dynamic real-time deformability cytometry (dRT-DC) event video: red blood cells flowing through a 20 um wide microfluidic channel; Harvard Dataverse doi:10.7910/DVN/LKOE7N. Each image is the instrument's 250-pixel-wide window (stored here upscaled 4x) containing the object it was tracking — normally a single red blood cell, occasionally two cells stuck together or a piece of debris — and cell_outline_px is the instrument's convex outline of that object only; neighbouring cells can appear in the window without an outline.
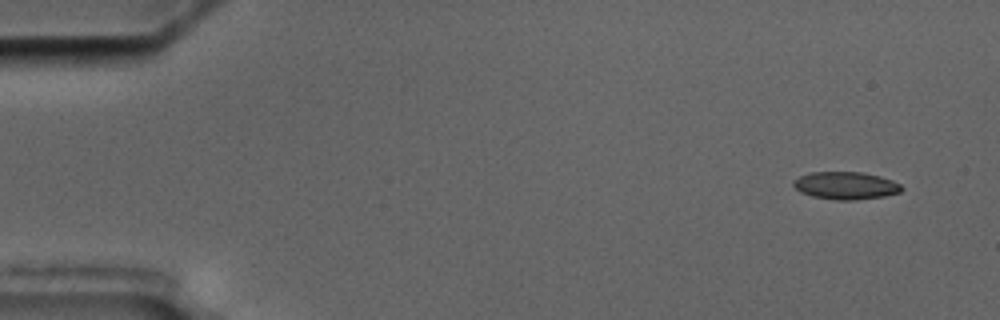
{"species": "common noctule bat (a hibernating species)", "species_latin": "Nyctalus noctula", "temperature_condition": "cold", "stored_images_in_passage": 4, "camera_frame_rate_fps": 3000, "um_per_image_px": 0.085, "animal": {"sex": "male", "body_mass_g": 17.5, "forearm_length_mm": 52.3}, "frame": {"image": 1, "passage_image": 1, "time_ms": 0.0, "image_size_px": [1000, 320], "cell_outline_px": [[904, 188], [900, 192], [884, 196], [856, 200], [836, 200], [812, 196], [800, 192], [792, 184], [800, 176], [812, 172], [860, 172], [880, 176], [892, 180], [900, 184]], "centroid_in_image_um": [71.91, 15.78], "position_along_channel_um": 13.1, "area_um2": 17.28}}